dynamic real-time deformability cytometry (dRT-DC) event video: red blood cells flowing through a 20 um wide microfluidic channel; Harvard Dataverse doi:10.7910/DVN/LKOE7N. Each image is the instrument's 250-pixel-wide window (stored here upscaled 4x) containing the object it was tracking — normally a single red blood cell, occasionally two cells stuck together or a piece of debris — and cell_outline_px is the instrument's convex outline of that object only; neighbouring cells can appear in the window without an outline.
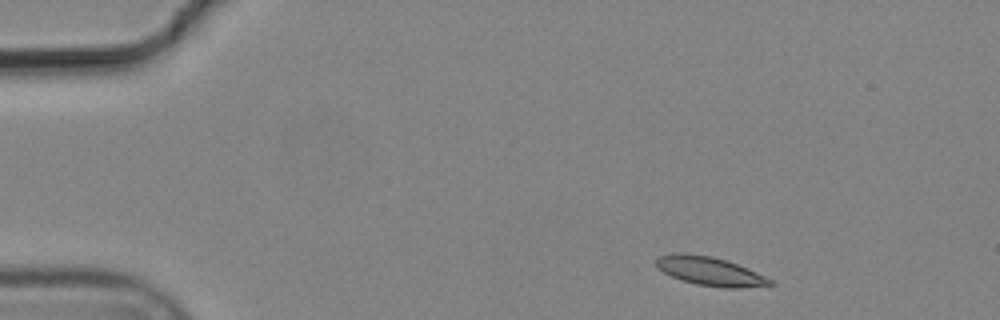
{"species": "common noctule bat (a hibernating species)", "species_latin": "Nyctalus noctula", "temperature_condition": "cold", "stored_images_in_passage": 5, "camera_frame_rate_fps": 3000, "um_per_image_px": 0.085, "animal": {"sex": "male", "body_mass_g": 19.2, "forearm_length_mm": 51.8}, "frame": {"image": 1, "passage_image": 1, "time_ms": 0.0, "image_size_px": [1000, 320], "cell_outline_px": [[776, 284], [740, 288], [724, 288], [696, 284], [672, 276], [664, 272], [656, 264], [656, 260], [660, 256], [676, 252], [684, 252], [712, 256], [748, 268], [772, 280]], "centroid_in_image_um": [60.36, 23.05], "position_along_channel_um": 24.6, "area_um2": 18.84}}
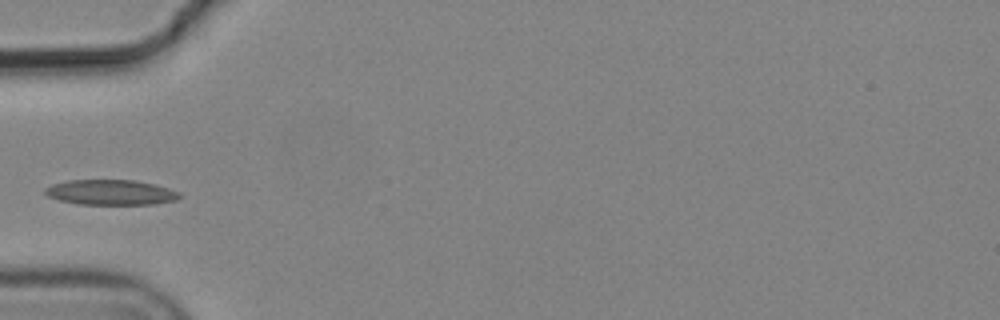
{"frame": {"image": 2, "passage_image": 4, "time_ms": 1.0, "image_size_px": [1000, 320], "cell_outline_px": [[184, 196], [176, 200], [156, 204], [80, 204], [60, 200], [48, 196], [44, 192], [44, 188], [52, 184], [68, 180], [136, 180], [156, 184], [180, 192]], "centroid_in_image_um": [9.46, 16.34], "position_along_channel_um": 75.5, "area_um2": 19.88}}
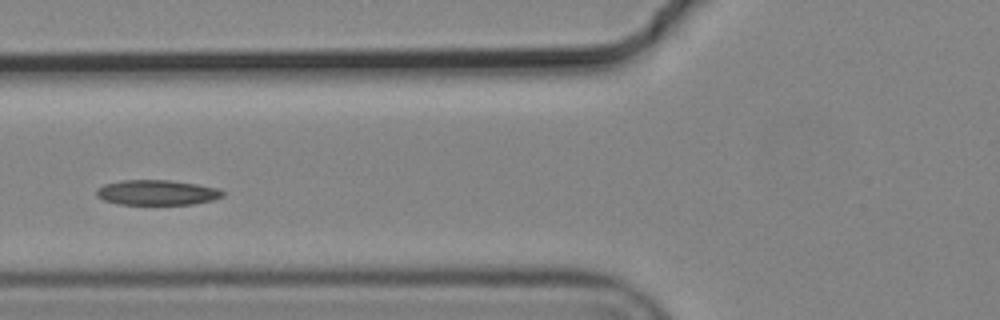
{"frame": {"image": 3, "passage_image": 5, "time_ms": 1.333, "image_size_px": [1000, 320], "cell_outline_px": [[224, 196], [212, 200], [192, 204], [120, 204], [104, 200], [96, 196], [96, 192], [104, 184], [120, 180], [172, 180], [196, 184], [216, 188], [224, 192]], "centroid_in_image_um": [13.34, 16.36], "position_along_channel_um": 112.5, "area_um2": 18.32}}